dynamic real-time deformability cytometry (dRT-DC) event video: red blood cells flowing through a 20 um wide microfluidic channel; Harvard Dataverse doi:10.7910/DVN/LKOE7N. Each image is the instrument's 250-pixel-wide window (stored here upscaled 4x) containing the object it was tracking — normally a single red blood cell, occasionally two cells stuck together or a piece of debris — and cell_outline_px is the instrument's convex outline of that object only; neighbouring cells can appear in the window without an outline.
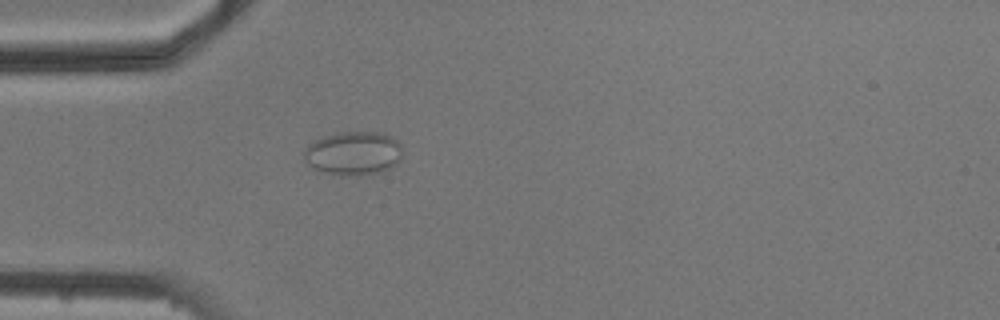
{"species": "common noctule bat (a hibernating species)", "species_latin": "Nyctalus noctula", "temperature_condition": "cold", "stored_images_in_passage": 5, "camera_frame_rate_fps": 3000, "um_per_image_px": 0.085, "animal": {"sex": "male", "body_mass_g": 20.5, "forearm_length_mm": 52.5}, "frame": {"image": 1, "passage_image": 5, "time_ms": 4.667, "image_size_px": [1000, 320], "cell_outline_px": [[400, 160], [396, 164], [380, 172], [356, 176], [340, 176], [320, 172], [312, 168], [308, 164], [304, 156], [304, 148], [308, 144], [324, 136], [336, 132], [384, 132], [392, 136], [400, 144]], "centroid_in_image_um": [30.01, 13.03], "position_along_channel_um": 55.0, "area_um2": 25.37}}